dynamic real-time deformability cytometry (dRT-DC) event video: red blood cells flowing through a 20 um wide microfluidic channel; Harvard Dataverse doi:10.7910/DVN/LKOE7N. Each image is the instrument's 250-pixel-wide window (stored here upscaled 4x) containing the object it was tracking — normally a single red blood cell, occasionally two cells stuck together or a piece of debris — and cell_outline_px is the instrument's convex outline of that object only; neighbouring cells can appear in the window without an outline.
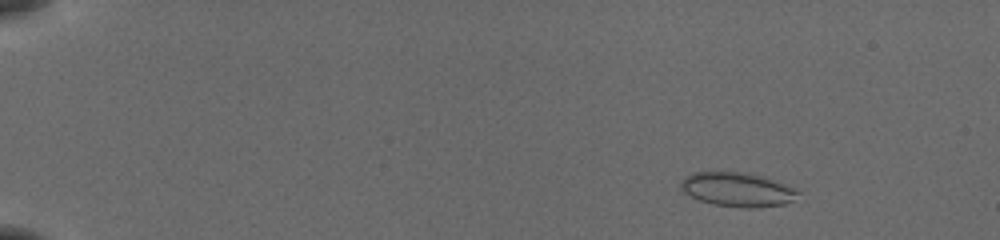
{"species": "common noctule bat (a hibernating species)", "species_latin": "Nyctalus noctula", "temperature_condition": "cold", "stored_images_in_passage": 54, "camera_frame_rate_fps": 3000, "um_per_image_px": 0.085, "animal": {"sex": "female", "body_mass_g": 19.5, "forearm_length_mm": 54.1}, "frame": {"image": 1, "passage_image": 7, "time_ms": 2.0, "image_size_px": [1000, 240], "cell_outline_px": [[800, 192], [792, 200], [784, 204], [760, 208], [740, 208], [712, 204], [700, 200], [684, 192], [680, 188], [680, 184], [684, 176], [692, 172], [748, 172], [796, 188]], "centroid_in_image_um": [62.66, 16.11], "position_along_channel_um": 22.3, "area_um2": 23.35}}
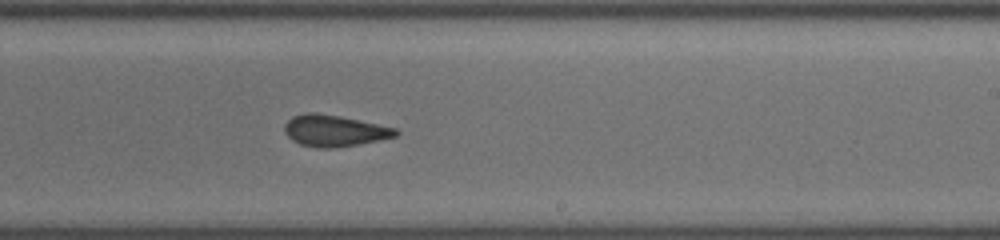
{"frame": {"image": 2, "passage_image": 35, "time_ms": 11.333, "image_size_px": [1000, 240], "cell_outline_px": [[400, 132], [396, 136], [380, 140], [336, 148], [316, 148], [300, 144], [292, 140], [284, 132], [284, 124], [292, 116], [308, 112], [316, 112], [396, 128]], "centroid_in_image_um": [28.38, 11.12], "position_along_channel_um": 260.6, "area_um2": 20.23}}
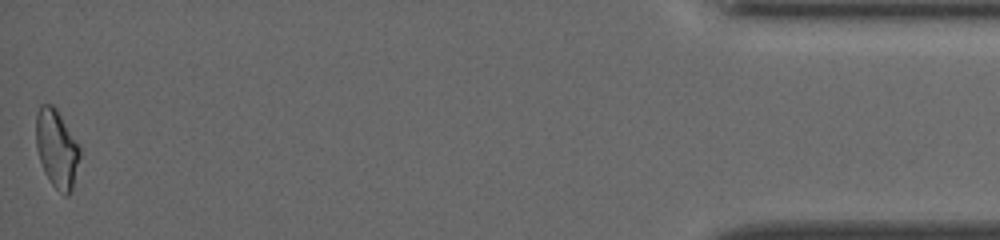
{"frame": {"image": 3, "passage_image": 54, "time_ms": 17.667, "image_size_px": [1000, 240], "cell_outline_px": [[80, 156], [72, 188], [68, 196], [64, 196], [52, 184], [44, 172], [36, 148], [36, 112], [40, 104], [52, 104], [56, 108], [80, 148]], "centroid_in_image_um": [4.8, 12.63], "position_along_channel_um": 430.4, "area_um2": 19.77}, "authors_computed_cell_mechanics": {"area_um2": 20.9525, "velocity_mm_per_s": 3.9037, "shape_relaxation_time_tau1_ms": 10.2135, "shape_relaxation_time_tau2_ms": 1.8958, "deformation_change_tau1": 0.1827, "deformation_change_tau2": 0.0757}}